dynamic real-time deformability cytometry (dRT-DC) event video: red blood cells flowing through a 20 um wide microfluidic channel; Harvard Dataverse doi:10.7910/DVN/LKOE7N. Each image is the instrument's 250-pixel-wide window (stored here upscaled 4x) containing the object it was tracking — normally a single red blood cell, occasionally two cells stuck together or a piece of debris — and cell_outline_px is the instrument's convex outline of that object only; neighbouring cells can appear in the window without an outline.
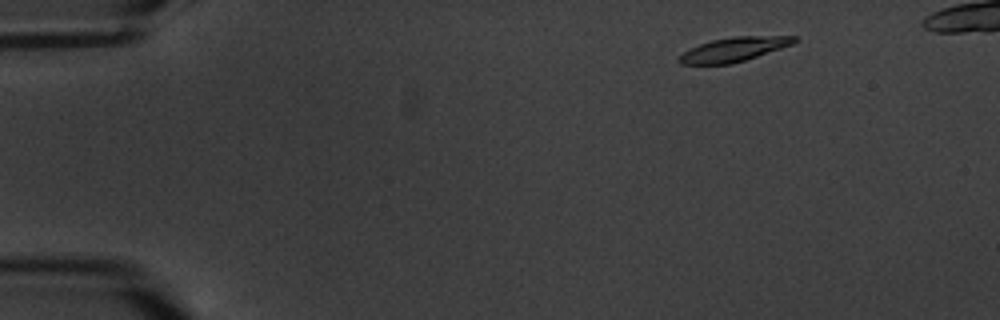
{"species": "common noctule bat (a hibernating species)", "species_latin": "Nyctalus noctula", "temperature_condition": "warm", "stored_images_in_passage": 5, "camera_frame_rate_fps": 3000, "um_per_image_px": 0.085, "animal": {"sex": "male", "body_mass_g": 20.1, "forearm_length_mm": 53.5}, "frame": {"image": 1, "passage_image": 1, "time_ms": 0.0, "image_size_px": [1000, 320], "cell_outline_px": [[800, 40], [792, 44], [732, 64], [680, 64], [676, 60], [684, 52], [700, 44], [712, 40], [732, 36], [796, 36]], "centroid_in_image_um": [62.38, 4.19], "position_along_channel_um": 22.6, "area_um2": 16.01}}